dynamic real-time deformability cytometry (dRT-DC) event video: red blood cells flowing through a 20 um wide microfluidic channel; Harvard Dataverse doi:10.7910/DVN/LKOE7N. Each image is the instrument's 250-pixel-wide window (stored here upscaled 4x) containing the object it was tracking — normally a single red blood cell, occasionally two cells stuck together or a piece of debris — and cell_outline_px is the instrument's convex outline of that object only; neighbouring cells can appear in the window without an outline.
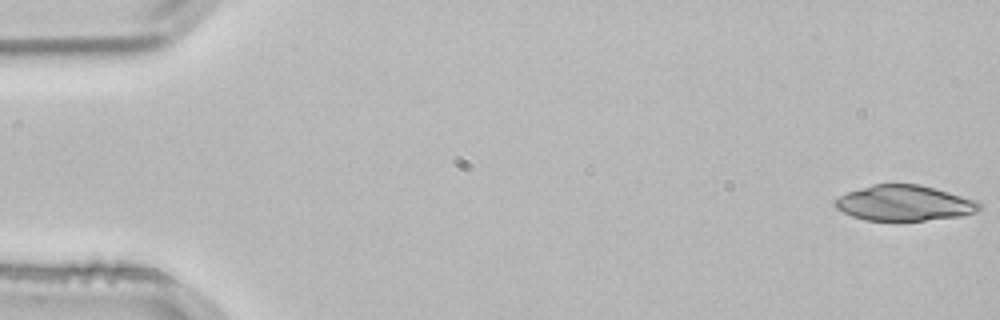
{"species": "common noctule bat (a hibernating species)", "species_latin": "Nyctalus noctula", "temperature_condition": "room temperature", "stored_images_in_passage": 52, "camera_frame_rate_fps": 3000, "um_per_image_px": 0.085, "animal": {"sex": "male", "body_mass_g": 21.5, "forearm_length_mm": 52.0}, "frame": {"image": 1, "passage_image": 1, "time_ms": 0.0, "image_size_px": [1000, 320], "cell_outline_px": [[984, 208], [976, 212], [960, 216], [924, 220], [864, 220], [852, 216], [836, 208], [832, 204], [832, 200], [848, 192], [872, 184], [920, 184], [936, 188], [980, 200]], "centroid_in_image_um": [76.91, 17.25], "position_along_channel_um": 8.1, "area_um2": 30.17}}